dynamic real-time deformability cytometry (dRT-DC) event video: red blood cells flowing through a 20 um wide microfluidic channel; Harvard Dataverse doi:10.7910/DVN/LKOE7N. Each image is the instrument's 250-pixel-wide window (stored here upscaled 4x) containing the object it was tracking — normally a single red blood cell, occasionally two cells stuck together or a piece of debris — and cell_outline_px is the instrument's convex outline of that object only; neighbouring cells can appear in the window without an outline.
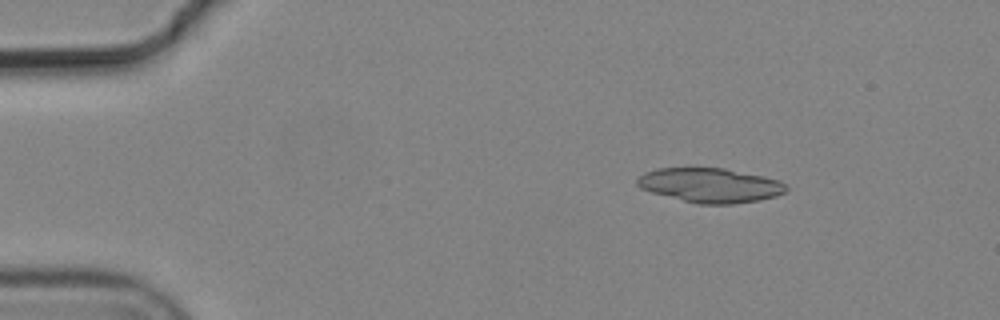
{"species": "common noctule bat (a hibernating species)", "species_latin": "Nyctalus noctula", "temperature_condition": "cold", "stored_images_in_passage": 6, "camera_frame_rate_fps": 3000, "um_per_image_px": 0.085, "animal": {"sex": "male", "body_mass_g": 19.2, "forearm_length_mm": 51.8}, "frame": {"image": 1, "passage_image": 2, "time_ms": 0.333, "image_size_px": [1000, 320], "cell_outline_px": [[788, 188], [784, 192], [776, 196], [760, 200], [732, 204], [696, 204], [652, 192], [640, 188], [636, 184], [636, 180], [644, 172], [656, 168], [724, 168], [764, 176], [780, 180], [788, 184]], "centroid_in_image_um": [60.39, 15.75], "position_along_channel_um": 24.6, "area_um2": 30.06}}
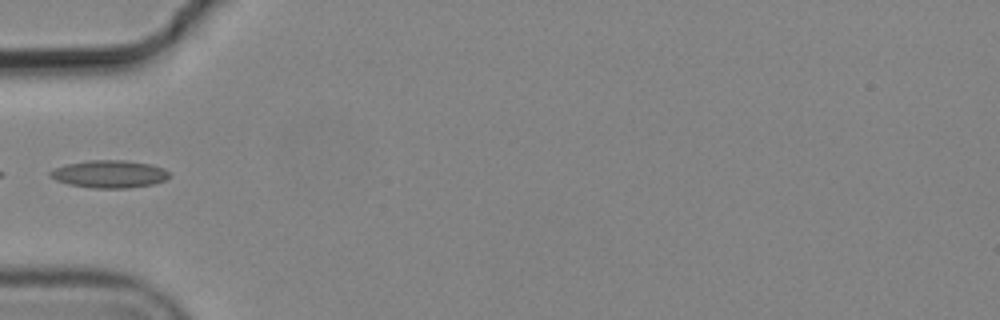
{"frame": {"image": 2, "passage_image": 5, "time_ms": 1.333, "image_size_px": [1000, 320], "cell_outline_px": [[172, 176], [164, 180], [152, 184], [128, 188], [92, 188], [68, 184], [56, 180], [48, 176], [48, 172], [52, 168], [64, 164], [88, 160], [124, 160], [152, 164], [164, 168]], "centroid_in_image_um": [9.26, 14.78], "position_along_channel_um": 75.7, "area_um2": 19.42}}
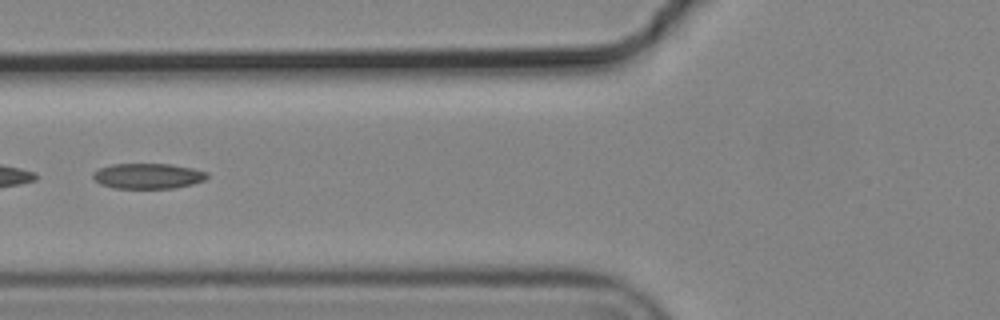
{"frame": {"image": 3, "passage_image": 6, "time_ms": 1.667, "image_size_px": [1000, 320], "cell_outline_px": [[208, 176], [204, 180], [192, 184], [172, 188], [116, 188], [100, 184], [92, 176], [92, 172], [100, 168], [112, 164], [172, 164], [192, 168], [208, 172]], "centroid_in_image_um": [12.57, 14.95], "position_along_channel_um": 113.2, "area_um2": 16.82}}